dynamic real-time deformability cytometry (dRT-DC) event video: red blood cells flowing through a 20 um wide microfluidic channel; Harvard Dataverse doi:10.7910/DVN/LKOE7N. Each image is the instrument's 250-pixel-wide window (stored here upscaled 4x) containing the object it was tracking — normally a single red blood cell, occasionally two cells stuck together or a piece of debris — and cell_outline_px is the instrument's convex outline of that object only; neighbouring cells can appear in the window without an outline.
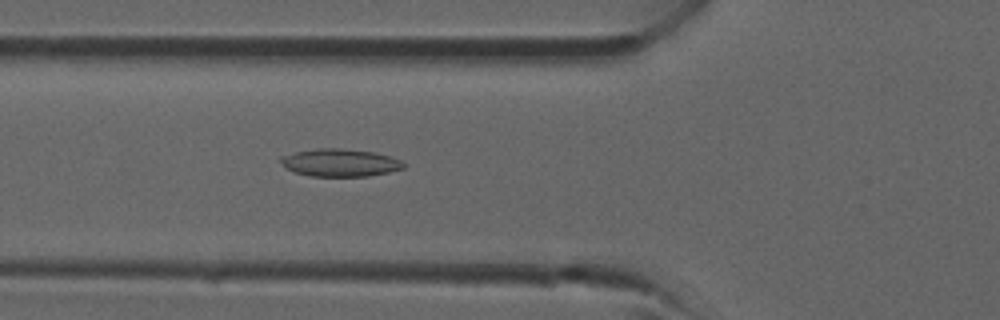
{"species": "common noctule bat (a hibernating species)", "species_latin": "Nyctalus noctula", "temperature_condition": "room temperature", "stored_images_in_passage": 34, "camera_frame_rate_fps": 3000, "um_per_image_px": 0.085, "animal": {"sex": "male", "forearm_length_mm": 52.5}, "frame": {"image": 1, "passage_image": 9, "time_ms": 2.667, "image_size_px": [1000, 320], "cell_outline_px": [[404, 168], [388, 172], [368, 176], [312, 176], [296, 172], [288, 168], [280, 160], [280, 156], [296, 152], [316, 148], [340, 148], [372, 152], [392, 156], [400, 160], [404, 164]], "centroid_in_image_um": [28.93, 13.82], "position_along_channel_um": 96.9, "area_um2": 19.54}}
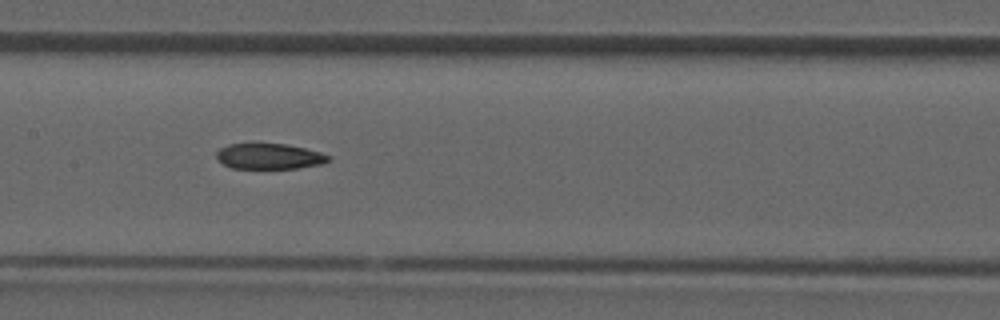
{"frame": {"image": 2, "passage_image": 14, "time_ms": 4.333, "image_size_px": [1000, 320], "cell_outline_px": [[332, 156], [328, 160], [320, 164], [296, 168], [232, 168], [224, 164], [216, 156], [216, 152], [220, 148], [228, 144], [284, 144], [304, 148], [320, 152]], "centroid_in_image_um": [22.88, 13.28], "position_along_channel_um": 184.5, "area_um2": 16.42}}
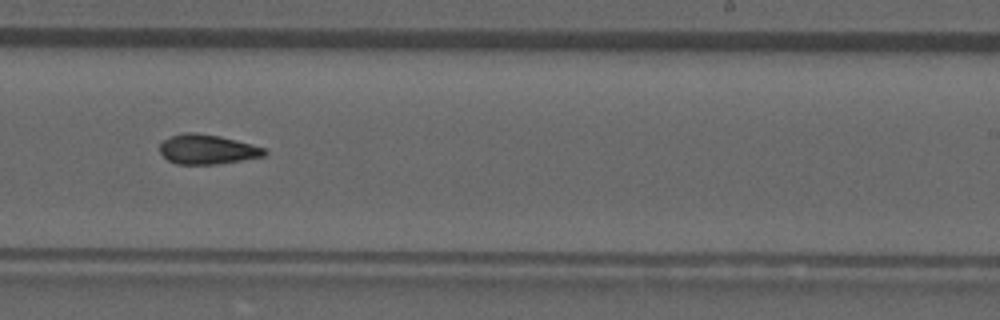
{"frame": {"image": 3, "passage_image": 19, "time_ms": 6.0, "image_size_px": [1000, 320], "cell_outline_px": [[268, 156], [216, 164], [176, 164], [168, 160], [160, 152], [160, 144], [164, 140], [172, 136], [184, 132], [196, 132], [220, 136], [252, 144], [264, 148], [268, 152]], "centroid_in_image_um": [17.65, 12.69], "position_along_channel_um": 271.3, "area_um2": 18.15}}